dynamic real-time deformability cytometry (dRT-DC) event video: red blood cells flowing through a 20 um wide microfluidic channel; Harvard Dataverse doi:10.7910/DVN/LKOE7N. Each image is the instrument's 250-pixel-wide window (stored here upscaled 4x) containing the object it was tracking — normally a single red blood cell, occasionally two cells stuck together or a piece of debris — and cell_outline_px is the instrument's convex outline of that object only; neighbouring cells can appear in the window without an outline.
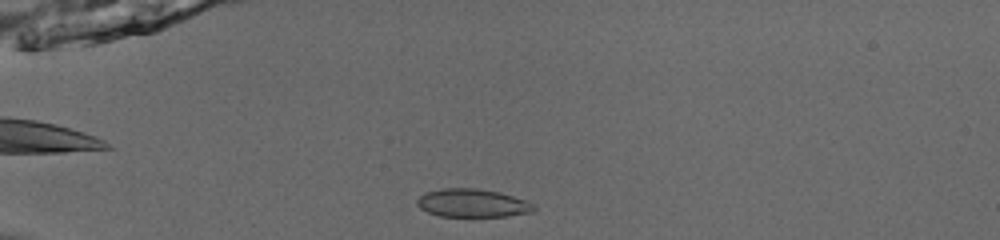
{"species": "common noctule bat (a hibernating species)", "species_latin": "Nyctalus noctula", "temperature_condition": "room temperature", "stored_images_in_passage": 52, "camera_frame_rate_fps": 3000, "um_per_image_px": 0.085, "animal": {"sex": "male", "body_mass_g": 13.0, "forearm_length_mm": 53.1}, "frame": {"image": 1, "passage_image": 15, "time_ms": 4.667, "image_size_px": [1000, 240], "cell_outline_px": [[536, 208], [532, 212], [504, 216], [440, 216], [428, 212], [420, 208], [416, 204], [416, 200], [420, 196], [428, 192], [440, 188], [476, 188], [500, 192], [528, 200], [536, 204]], "centroid_in_image_um": [40.2, 17.25], "position_along_channel_um": 44.8, "area_um2": 19.31}}
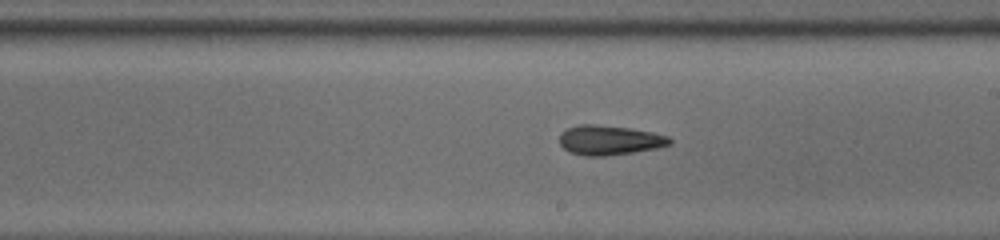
{"frame": {"image": 2, "passage_image": 32, "time_ms": 10.333, "image_size_px": [1000, 240], "cell_outline_px": [[672, 144], [656, 148], [632, 152], [604, 156], [584, 156], [572, 152], [564, 148], [560, 144], [560, 132], [568, 128], [580, 124], [596, 124], [632, 128], [652, 132], [668, 136], [672, 140]], "centroid_in_image_um": [51.81, 11.9], "position_along_channel_um": 237.2, "area_um2": 19.02}}
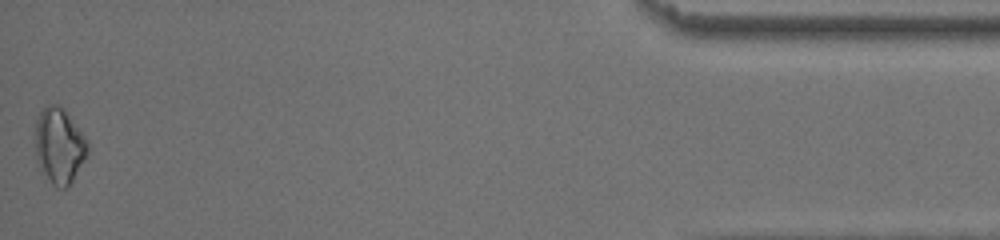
{"frame": {"image": 3, "passage_image": 52, "time_ms": 17.0, "image_size_px": [1000, 240], "cell_outline_px": [[88, 156], [72, 180], [64, 188], [60, 188], [52, 184], [36, 160], [36, 120], [40, 112], [48, 104], [60, 104], [64, 108], [88, 140]], "centroid_in_image_um": [5.06, 12.34], "position_along_channel_um": 430.1, "area_um2": 22.95}, "authors_computed_cell_mechanics": {"area_um2": 19.3919, "velocity_mm_per_s": 3.9658, "shape_relaxation_time_tau1_ms": 4.1448, "shape_relaxation_time_tau2_ms": 10.2742, "deformation_change_tau1": 0.1205, "deformation_change_tau2": 0.1667}}